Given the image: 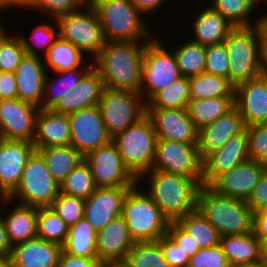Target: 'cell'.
I'll return each instance as SVG.
<instances>
[{"instance_id":"obj_64","label":"cell","mask_w":267,"mask_h":267,"mask_svg":"<svg viewBox=\"0 0 267 267\" xmlns=\"http://www.w3.org/2000/svg\"><path fill=\"white\" fill-rule=\"evenodd\" d=\"M0 267H11L7 260H0Z\"/></svg>"},{"instance_id":"obj_5","label":"cell","mask_w":267,"mask_h":267,"mask_svg":"<svg viewBox=\"0 0 267 267\" xmlns=\"http://www.w3.org/2000/svg\"><path fill=\"white\" fill-rule=\"evenodd\" d=\"M229 57V81L237 86L263 74L262 39L257 25L235 27L224 41Z\"/></svg>"},{"instance_id":"obj_38","label":"cell","mask_w":267,"mask_h":267,"mask_svg":"<svg viewBox=\"0 0 267 267\" xmlns=\"http://www.w3.org/2000/svg\"><path fill=\"white\" fill-rule=\"evenodd\" d=\"M189 101V79L188 77L181 76L156 93L146 103V108L187 109Z\"/></svg>"},{"instance_id":"obj_13","label":"cell","mask_w":267,"mask_h":267,"mask_svg":"<svg viewBox=\"0 0 267 267\" xmlns=\"http://www.w3.org/2000/svg\"><path fill=\"white\" fill-rule=\"evenodd\" d=\"M97 187L135 186L138 179L126 167L116 144L111 139L107 144L84 156Z\"/></svg>"},{"instance_id":"obj_63","label":"cell","mask_w":267,"mask_h":267,"mask_svg":"<svg viewBox=\"0 0 267 267\" xmlns=\"http://www.w3.org/2000/svg\"><path fill=\"white\" fill-rule=\"evenodd\" d=\"M0 204H1V202L3 203V205H8V204H11V202H10V200L7 198V197H0ZM8 202H10V203H8Z\"/></svg>"},{"instance_id":"obj_49","label":"cell","mask_w":267,"mask_h":267,"mask_svg":"<svg viewBox=\"0 0 267 267\" xmlns=\"http://www.w3.org/2000/svg\"><path fill=\"white\" fill-rule=\"evenodd\" d=\"M188 267H231L220 244L202 248L190 259Z\"/></svg>"},{"instance_id":"obj_40","label":"cell","mask_w":267,"mask_h":267,"mask_svg":"<svg viewBox=\"0 0 267 267\" xmlns=\"http://www.w3.org/2000/svg\"><path fill=\"white\" fill-rule=\"evenodd\" d=\"M176 49L173 52L181 76L191 77L204 72L206 46L189 39Z\"/></svg>"},{"instance_id":"obj_60","label":"cell","mask_w":267,"mask_h":267,"mask_svg":"<svg viewBox=\"0 0 267 267\" xmlns=\"http://www.w3.org/2000/svg\"><path fill=\"white\" fill-rule=\"evenodd\" d=\"M36 0H0V10H7L12 7L35 9Z\"/></svg>"},{"instance_id":"obj_4","label":"cell","mask_w":267,"mask_h":267,"mask_svg":"<svg viewBox=\"0 0 267 267\" xmlns=\"http://www.w3.org/2000/svg\"><path fill=\"white\" fill-rule=\"evenodd\" d=\"M88 1L98 15L106 41L149 42L153 38L143 14L130 0Z\"/></svg>"},{"instance_id":"obj_29","label":"cell","mask_w":267,"mask_h":267,"mask_svg":"<svg viewBox=\"0 0 267 267\" xmlns=\"http://www.w3.org/2000/svg\"><path fill=\"white\" fill-rule=\"evenodd\" d=\"M9 212L1 217L11 246L37 237L38 207L18 203Z\"/></svg>"},{"instance_id":"obj_65","label":"cell","mask_w":267,"mask_h":267,"mask_svg":"<svg viewBox=\"0 0 267 267\" xmlns=\"http://www.w3.org/2000/svg\"><path fill=\"white\" fill-rule=\"evenodd\" d=\"M255 2H256V4H257V7H259L258 5H260V2H261V3L264 2V4L267 5V0H255Z\"/></svg>"},{"instance_id":"obj_28","label":"cell","mask_w":267,"mask_h":267,"mask_svg":"<svg viewBox=\"0 0 267 267\" xmlns=\"http://www.w3.org/2000/svg\"><path fill=\"white\" fill-rule=\"evenodd\" d=\"M192 25L195 37L191 40L203 46L223 43L235 28L233 24L210 5L195 17Z\"/></svg>"},{"instance_id":"obj_23","label":"cell","mask_w":267,"mask_h":267,"mask_svg":"<svg viewBox=\"0 0 267 267\" xmlns=\"http://www.w3.org/2000/svg\"><path fill=\"white\" fill-rule=\"evenodd\" d=\"M243 117L234 106L216 121L202 127L198 133V150L202 161L220 150L233 136L245 129Z\"/></svg>"},{"instance_id":"obj_52","label":"cell","mask_w":267,"mask_h":267,"mask_svg":"<svg viewBox=\"0 0 267 267\" xmlns=\"http://www.w3.org/2000/svg\"><path fill=\"white\" fill-rule=\"evenodd\" d=\"M166 234L191 258L200 248L189 233L184 230L176 221H170Z\"/></svg>"},{"instance_id":"obj_31","label":"cell","mask_w":267,"mask_h":267,"mask_svg":"<svg viewBox=\"0 0 267 267\" xmlns=\"http://www.w3.org/2000/svg\"><path fill=\"white\" fill-rule=\"evenodd\" d=\"M96 238L97 231L83 217L69 227L62 251L74 257L97 258Z\"/></svg>"},{"instance_id":"obj_3","label":"cell","mask_w":267,"mask_h":267,"mask_svg":"<svg viewBox=\"0 0 267 267\" xmlns=\"http://www.w3.org/2000/svg\"><path fill=\"white\" fill-rule=\"evenodd\" d=\"M197 209L220 237L253 232L254 212L246 201L221 195L208 185L199 189Z\"/></svg>"},{"instance_id":"obj_6","label":"cell","mask_w":267,"mask_h":267,"mask_svg":"<svg viewBox=\"0 0 267 267\" xmlns=\"http://www.w3.org/2000/svg\"><path fill=\"white\" fill-rule=\"evenodd\" d=\"M137 185L126 194L121 216L135 243L156 242L166 234L170 221L146 192L138 190Z\"/></svg>"},{"instance_id":"obj_17","label":"cell","mask_w":267,"mask_h":267,"mask_svg":"<svg viewBox=\"0 0 267 267\" xmlns=\"http://www.w3.org/2000/svg\"><path fill=\"white\" fill-rule=\"evenodd\" d=\"M156 137L189 144H198L199 130L191 121L187 109L146 108Z\"/></svg>"},{"instance_id":"obj_30","label":"cell","mask_w":267,"mask_h":267,"mask_svg":"<svg viewBox=\"0 0 267 267\" xmlns=\"http://www.w3.org/2000/svg\"><path fill=\"white\" fill-rule=\"evenodd\" d=\"M219 244L230 266L261 260V242L254 232L222 236Z\"/></svg>"},{"instance_id":"obj_58","label":"cell","mask_w":267,"mask_h":267,"mask_svg":"<svg viewBox=\"0 0 267 267\" xmlns=\"http://www.w3.org/2000/svg\"><path fill=\"white\" fill-rule=\"evenodd\" d=\"M144 15L156 11L166 0H130Z\"/></svg>"},{"instance_id":"obj_47","label":"cell","mask_w":267,"mask_h":267,"mask_svg":"<svg viewBox=\"0 0 267 267\" xmlns=\"http://www.w3.org/2000/svg\"><path fill=\"white\" fill-rule=\"evenodd\" d=\"M249 159L267 166V123L246 126Z\"/></svg>"},{"instance_id":"obj_59","label":"cell","mask_w":267,"mask_h":267,"mask_svg":"<svg viewBox=\"0 0 267 267\" xmlns=\"http://www.w3.org/2000/svg\"><path fill=\"white\" fill-rule=\"evenodd\" d=\"M260 18V19H259ZM258 18V28L262 39V57L265 69L267 71V13Z\"/></svg>"},{"instance_id":"obj_42","label":"cell","mask_w":267,"mask_h":267,"mask_svg":"<svg viewBox=\"0 0 267 267\" xmlns=\"http://www.w3.org/2000/svg\"><path fill=\"white\" fill-rule=\"evenodd\" d=\"M213 1V2H212ZM210 6L221 13L235 27H252L258 20L250 22V16L256 11L255 0H212ZM253 22V24H252Z\"/></svg>"},{"instance_id":"obj_15","label":"cell","mask_w":267,"mask_h":267,"mask_svg":"<svg viewBox=\"0 0 267 267\" xmlns=\"http://www.w3.org/2000/svg\"><path fill=\"white\" fill-rule=\"evenodd\" d=\"M39 109L18 98L0 100V136L4 140L32 142Z\"/></svg>"},{"instance_id":"obj_39","label":"cell","mask_w":267,"mask_h":267,"mask_svg":"<svg viewBox=\"0 0 267 267\" xmlns=\"http://www.w3.org/2000/svg\"><path fill=\"white\" fill-rule=\"evenodd\" d=\"M69 226L50 206L38 207L37 237L60 245L66 241Z\"/></svg>"},{"instance_id":"obj_19","label":"cell","mask_w":267,"mask_h":267,"mask_svg":"<svg viewBox=\"0 0 267 267\" xmlns=\"http://www.w3.org/2000/svg\"><path fill=\"white\" fill-rule=\"evenodd\" d=\"M132 187H97L85 200L84 217L97 232L121 216L123 200Z\"/></svg>"},{"instance_id":"obj_34","label":"cell","mask_w":267,"mask_h":267,"mask_svg":"<svg viewBox=\"0 0 267 267\" xmlns=\"http://www.w3.org/2000/svg\"><path fill=\"white\" fill-rule=\"evenodd\" d=\"M37 151L43 156L49 172L59 184L84 160V156L71 145L51 146Z\"/></svg>"},{"instance_id":"obj_55","label":"cell","mask_w":267,"mask_h":267,"mask_svg":"<svg viewBox=\"0 0 267 267\" xmlns=\"http://www.w3.org/2000/svg\"><path fill=\"white\" fill-rule=\"evenodd\" d=\"M17 98V83L12 72L0 71V100Z\"/></svg>"},{"instance_id":"obj_45","label":"cell","mask_w":267,"mask_h":267,"mask_svg":"<svg viewBox=\"0 0 267 267\" xmlns=\"http://www.w3.org/2000/svg\"><path fill=\"white\" fill-rule=\"evenodd\" d=\"M56 27L53 25L50 26V24H39L32 30L31 38L28 40L24 35H18L19 38L22 41V44L24 46L25 52L28 55L33 56H41L38 54V47L45 48V53L43 55H46L49 48L53 45L54 41L59 37L58 34V25L55 20ZM32 40V43L30 42ZM36 45V46H33ZM37 47V48H34Z\"/></svg>"},{"instance_id":"obj_53","label":"cell","mask_w":267,"mask_h":267,"mask_svg":"<svg viewBox=\"0 0 267 267\" xmlns=\"http://www.w3.org/2000/svg\"><path fill=\"white\" fill-rule=\"evenodd\" d=\"M246 203L254 213L267 206V170L254 187Z\"/></svg>"},{"instance_id":"obj_51","label":"cell","mask_w":267,"mask_h":267,"mask_svg":"<svg viewBox=\"0 0 267 267\" xmlns=\"http://www.w3.org/2000/svg\"><path fill=\"white\" fill-rule=\"evenodd\" d=\"M170 267H188L189 256L167 235L156 241Z\"/></svg>"},{"instance_id":"obj_9","label":"cell","mask_w":267,"mask_h":267,"mask_svg":"<svg viewBox=\"0 0 267 267\" xmlns=\"http://www.w3.org/2000/svg\"><path fill=\"white\" fill-rule=\"evenodd\" d=\"M52 19L57 22L60 38L69 41L84 54L93 56V59L106 43L98 15L89 1L74 12Z\"/></svg>"},{"instance_id":"obj_41","label":"cell","mask_w":267,"mask_h":267,"mask_svg":"<svg viewBox=\"0 0 267 267\" xmlns=\"http://www.w3.org/2000/svg\"><path fill=\"white\" fill-rule=\"evenodd\" d=\"M60 193L86 200L96 189L89 165L82 160L59 184Z\"/></svg>"},{"instance_id":"obj_25","label":"cell","mask_w":267,"mask_h":267,"mask_svg":"<svg viewBox=\"0 0 267 267\" xmlns=\"http://www.w3.org/2000/svg\"><path fill=\"white\" fill-rule=\"evenodd\" d=\"M104 88V81L98 71L92 67L76 88L65 93L50 110L60 114H70L98 105Z\"/></svg>"},{"instance_id":"obj_21","label":"cell","mask_w":267,"mask_h":267,"mask_svg":"<svg viewBox=\"0 0 267 267\" xmlns=\"http://www.w3.org/2000/svg\"><path fill=\"white\" fill-rule=\"evenodd\" d=\"M266 170L264 164L249 159L220 175L210 187L221 195L247 201Z\"/></svg>"},{"instance_id":"obj_16","label":"cell","mask_w":267,"mask_h":267,"mask_svg":"<svg viewBox=\"0 0 267 267\" xmlns=\"http://www.w3.org/2000/svg\"><path fill=\"white\" fill-rule=\"evenodd\" d=\"M134 244L126 221L119 216L97 232V258L106 267H119Z\"/></svg>"},{"instance_id":"obj_24","label":"cell","mask_w":267,"mask_h":267,"mask_svg":"<svg viewBox=\"0 0 267 267\" xmlns=\"http://www.w3.org/2000/svg\"><path fill=\"white\" fill-rule=\"evenodd\" d=\"M44 64L40 56L26 54L14 72L17 98L38 108L42 105L44 82L48 70Z\"/></svg>"},{"instance_id":"obj_11","label":"cell","mask_w":267,"mask_h":267,"mask_svg":"<svg viewBox=\"0 0 267 267\" xmlns=\"http://www.w3.org/2000/svg\"><path fill=\"white\" fill-rule=\"evenodd\" d=\"M158 39L153 37L146 44L143 56L139 94L146 103L162 88L181 77L174 53H169Z\"/></svg>"},{"instance_id":"obj_56","label":"cell","mask_w":267,"mask_h":267,"mask_svg":"<svg viewBox=\"0 0 267 267\" xmlns=\"http://www.w3.org/2000/svg\"><path fill=\"white\" fill-rule=\"evenodd\" d=\"M253 232L260 242L267 239V206L254 213Z\"/></svg>"},{"instance_id":"obj_33","label":"cell","mask_w":267,"mask_h":267,"mask_svg":"<svg viewBox=\"0 0 267 267\" xmlns=\"http://www.w3.org/2000/svg\"><path fill=\"white\" fill-rule=\"evenodd\" d=\"M92 67L93 62L88 65L87 68H84L85 70L81 66L74 70L55 72L57 74L56 79L50 78L47 73L43 88L42 105L40 108L51 109L65 93H69L76 88L83 76Z\"/></svg>"},{"instance_id":"obj_48","label":"cell","mask_w":267,"mask_h":267,"mask_svg":"<svg viewBox=\"0 0 267 267\" xmlns=\"http://www.w3.org/2000/svg\"><path fill=\"white\" fill-rule=\"evenodd\" d=\"M204 72L229 79V57L224 42L206 46Z\"/></svg>"},{"instance_id":"obj_35","label":"cell","mask_w":267,"mask_h":267,"mask_svg":"<svg viewBox=\"0 0 267 267\" xmlns=\"http://www.w3.org/2000/svg\"><path fill=\"white\" fill-rule=\"evenodd\" d=\"M188 79L190 99L234 97L235 86L227 78L203 72Z\"/></svg>"},{"instance_id":"obj_27","label":"cell","mask_w":267,"mask_h":267,"mask_svg":"<svg viewBox=\"0 0 267 267\" xmlns=\"http://www.w3.org/2000/svg\"><path fill=\"white\" fill-rule=\"evenodd\" d=\"M32 143L35 151L51 146L70 145L68 114L40 108L36 117L35 135Z\"/></svg>"},{"instance_id":"obj_32","label":"cell","mask_w":267,"mask_h":267,"mask_svg":"<svg viewBox=\"0 0 267 267\" xmlns=\"http://www.w3.org/2000/svg\"><path fill=\"white\" fill-rule=\"evenodd\" d=\"M234 106V97L190 99L187 111L191 121L200 130L226 114Z\"/></svg>"},{"instance_id":"obj_18","label":"cell","mask_w":267,"mask_h":267,"mask_svg":"<svg viewBox=\"0 0 267 267\" xmlns=\"http://www.w3.org/2000/svg\"><path fill=\"white\" fill-rule=\"evenodd\" d=\"M234 104L245 126L267 123V71L235 86Z\"/></svg>"},{"instance_id":"obj_1","label":"cell","mask_w":267,"mask_h":267,"mask_svg":"<svg viewBox=\"0 0 267 267\" xmlns=\"http://www.w3.org/2000/svg\"><path fill=\"white\" fill-rule=\"evenodd\" d=\"M148 42L106 41L93 59L105 87L140 92L143 56Z\"/></svg>"},{"instance_id":"obj_7","label":"cell","mask_w":267,"mask_h":267,"mask_svg":"<svg viewBox=\"0 0 267 267\" xmlns=\"http://www.w3.org/2000/svg\"><path fill=\"white\" fill-rule=\"evenodd\" d=\"M156 139L154 126L147 115L112 138L124 164L137 179L153 168Z\"/></svg>"},{"instance_id":"obj_46","label":"cell","mask_w":267,"mask_h":267,"mask_svg":"<svg viewBox=\"0 0 267 267\" xmlns=\"http://www.w3.org/2000/svg\"><path fill=\"white\" fill-rule=\"evenodd\" d=\"M84 206V199L59 192L50 207L53 208L70 227L84 217Z\"/></svg>"},{"instance_id":"obj_14","label":"cell","mask_w":267,"mask_h":267,"mask_svg":"<svg viewBox=\"0 0 267 267\" xmlns=\"http://www.w3.org/2000/svg\"><path fill=\"white\" fill-rule=\"evenodd\" d=\"M70 122V145L81 155L107 144L108 135L98 105L68 114Z\"/></svg>"},{"instance_id":"obj_54","label":"cell","mask_w":267,"mask_h":267,"mask_svg":"<svg viewBox=\"0 0 267 267\" xmlns=\"http://www.w3.org/2000/svg\"><path fill=\"white\" fill-rule=\"evenodd\" d=\"M57 267H106L98 258L74 257L61 251Z\"/></svg>"},{"instance_id":"obj_62","label":"cell","mask_w":267,"mask_h":267,"mask_svg":"<svg viewBox=\"0 0 267 267\" xmlns=\"http://www.w3.org/2000/svg\"><path fill=\"white\" fill-rule=\"evenodd\" d=\"M261 260L267 264V239L261 242Z\"/></svg>"},{"instance_id":"obj_26","label":"cell","mask_w":267,"mask_h":267,"mask_svg":"<svg viewBox=\"0 0 267 267\" xmlns=\"http://www.w3.org/2000/svg\"><path fill=\"white\" fill-rule=\"evenodd\" d=\"M62 247L41 238L18 243L6 259L11 267H57Z\"/></svg>"},{"instance_id":"obj_12","label":"cell","mask_w":267,"mask_h":267,"mask_svg":"<svg viewBox=\"0 0 267 267\" xmlns=\"http://www.w3.org/2000/svg\"><path fill=\"white\" fill-rule=\"evenodd\" d=\"M202 181L203 161L198 144L156 139L153 168Z\"/></svg>"},{"instance_id":"obj_10","label":"cell","mask_w":267,"mask_h":267,"mask_svg":"<svg viewBox=\"0 0 267 267\" xmlns=\"http://www.w3.org/2000/svg\"><path fill=\"white\" fill-rule=\"evenodd\" d=\"M98 107L111 138L146 115V102L139 93L131 90L105 87Z\"/></svg>"},{"instance_id":"obj_20","label":"cell","mask_w":267,"mask_h":267,"mask_svg":"<svg viewBox=\"0 0 267 267\" xmlns=\"http://www.w3.org/2000/svg\"><path fill=\"white\" fill-rule=\"evenodd\" d=\"M35 151L32 142H0V197H8L19 185L28 158Z\"/></svg>"},{"instance_id":"obj_22","label":"cell","mask_w":267,"mask_h":267,"mask_svg":"<svg viewBox=\"0 0 267 267\" xmlns=\"http://www.w3.org/2000/svg\"><path fill=\"white\" fill-rule=\"evenodd\" d=\"M249 160L248 136L245 128L203 161L202 185L210 186L220 175Z\"/></svg>"},{"instance_id":"obj_36","label":"cell","mask_w":267,"mask_h":267,"mask_svg":"<svg viewBox=\"0 0 267 267\" xmlns=\"http://www.w3.org/2000/svg\"><path fill=\"white\" fill-rule=\"evenodd\" d=\"M176 222L189 233L200 249L216 246L220 242L217 230L198 209L179 218Z\"/></svg>"},{"instance_id":"obj_37","label":"cell","mask_w":267,"mask_h":267,"mask_svg":"<svg viewBox=\"0 0 267 267\" xmlns=\"http://www.w3.org/2000/svg\"><path fill=\"white\" fill-rule=\"evenodd\" d=\"M84 53L69 41L58 37L44 56L48 67L54 72L68 71L80 68Z\"/></svg>"},{"instance_id":"obj_66","label":"cell","mask_w":267,"mask_h":267,"mask_svg":"<svg viewBox=\"0 0 267 267\" xmlns=\"http://www.w3.org/2000/svg\"><path fill=\"white\" fill-rule=\"evenodd\" d=\"M1 24V23H0ZM3 24H1L0 25V37H1V35L5 32V31H7V30H5V28L2 26Z\"/></svg>"},{"instance_id":"obj_57","label":"cell","mask_w":267,"mask_h":267,"mask_svg":"<svg viewBox=\"0 0 267 267\" xmlns=\"http://www.w3.org/2000/svg\"><path fill=\"white\" fill-rule=\"evenodd\" d=\"M11 244L0 213V260H6L11 253Z\"/></svg>"},{"instance_id":"obj_2","label":"cell","mask_w":267,"mask_h":267,"mask_svg":"<svg viewBox=\"0 0 267 267\" xmlns=\"http://www.w3.org/2000/svg\"><path fill=\"white\" fill-rule=\"evenodd\" d=\"M148 174L150 187H147L149 190L146 193L169 221H177L197 209L202 181L157 169L144 172L138 181Z\"/></svg>"},{"instance_id":"obj_44","label":"cell","mask_w":267,"mask_h":267,"mask_svg":"<svg viewBox=\"0 0 267 267\" xmlns=\"http://www.w3.org/2000/svg\"><path fill=\"white\" fill-rule=\"evenodd\" d=\"M6 31L0 37V71L14 73L26 55L21 39Z\"/></svg>"},{"instance_id":"obj_43","label":"cell","mask_w":267,"mask_h":267,"mask_svg":"<svg viewBox=\"0 0 267 267\" xmlns=\"http://www.w3.org/2000/svg\"><path fill=\"white\" fill-rule=\"evenodd\" d=\"M120 267H170L157 242L135 243Z\"/></svg>"},{"instance_id":"obj_50","label":"cell","mask_w":267,"mask_h":267,"mask_svg":"<svg viewBox=\"0 0 267 267\" xmlns=\"http://www.w3.org/2000/svg\"><path fill=\"white\" fill-rule=\"evenodd\" d=\"M88 0H36L35 11L40 10L50 17L58 18L61 15L74 12L81 8Z\"/></svg>"},{"instance_id":"obj_61","label":"cell","mask_w":267,"mask_h":267,"mask_svg":"<svg viewBox=\"0 0 267 267\" xmlns=\"http://www.w3.org/2000/svg\"><path fill=\"white\" fill-rule=\"evenodd\" d=\"M231 267H267V264L262 260H258L255 262L240 264V265L231 266Z\"/></svg>"},{"instance_id":"obj_8","label":"cell","mask_w":267,"mask_h":267,"mask_svg":"<svg viewBox=\"0 0 267 267\" xmlns=\"http://www.w3.org/2000/svg\"><path fill=\"white\" fill-rule=\"evenodd\" d=\"M59 192V183L49 172L45 159L34 151L26 162L19 185L7 198L26 206L47 207Z\"/></svg>"}]
</instances>
